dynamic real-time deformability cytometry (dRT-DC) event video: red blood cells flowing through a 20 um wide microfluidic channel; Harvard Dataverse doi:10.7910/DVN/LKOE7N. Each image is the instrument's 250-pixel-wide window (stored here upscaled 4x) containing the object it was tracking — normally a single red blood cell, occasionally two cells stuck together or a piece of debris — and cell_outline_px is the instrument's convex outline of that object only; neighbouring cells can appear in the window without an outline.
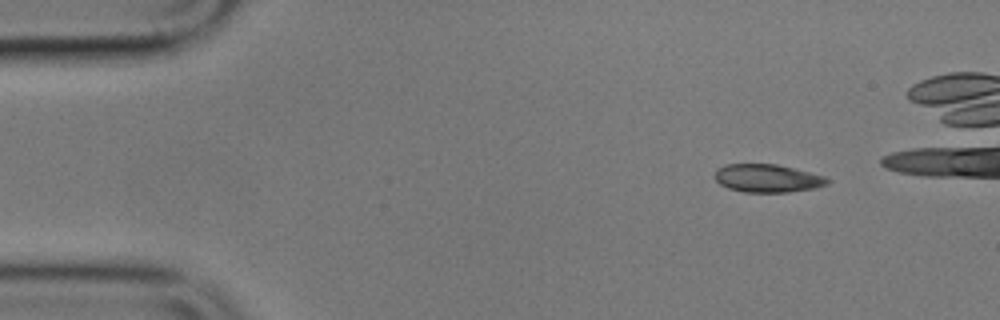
{"species": "common noctule bat (a hibernating species)", "species_latin": "Nyctalus noctula", "temperature_condition": "cold", "stored_images_in_passage": 7, "camera_frame_rate_fps": 3000, "um_per_image_px": 0.085, "animal": {"sex": "male", "body_mass_g": 17.9}, "frame": {"image": 1, "passage_image": 1, "time_ms": 0.0, "image_size_px": [1000, 320], "cell_outline_px": [[828, 184], [816, 188], [788, 192], [744, 192], [728, 188], [720, 184], [712, 176], [716, 168], [724, 164], [776, 164], [824, 176], [828, 180]], "centroid_in_image_um": [65.16, 15.15], "position_along_channel_um": 19.8, "area_um2": 18.44}}
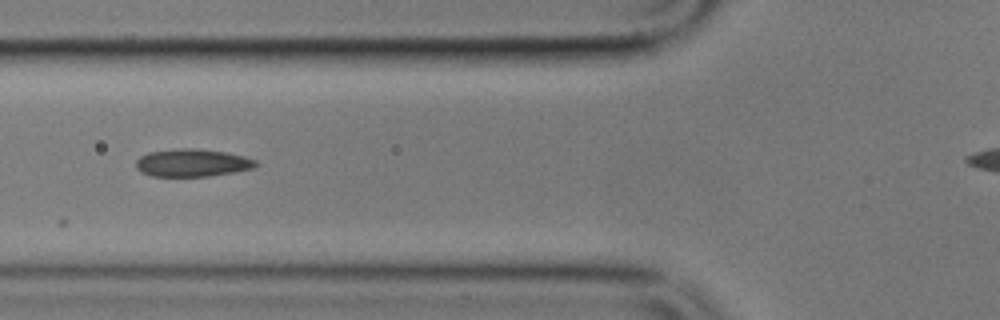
{"frame": {"image": 2, "passage_image": 4, "time_ms": 4.333, "image_size_px": [1000, 320], "cell_outline_px": [[260, 164], [256, 168], [236, 172], [208, 176], [152, 176], [140, 172], [136, 168], [136, 160], [140, 156], [148, 152], [180, 148], [192, 148], [224, 152], [244, 156], [256, 160]], "centroid_in_image_um": [16.37, 13.84], "position_along_channel_um": 109.4, "area_um2": 19.48}}
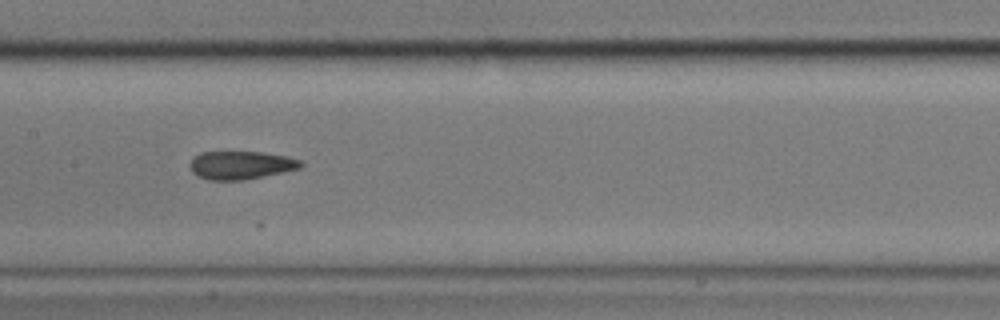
{"frame": {"image": 3, "passage_image": 6, "time_ms": 6.667, "image_size_px": [1000, 320], "cell_outline_px": [[304, 164], [300, 168], [284, 172], [244, 180], [208, 180], [192, 172], [188, 164], [200, 152], [260, 152], [288, 156], [300, 160]], "centroid_in_image_um": [20.49, 14.04], "position_along_channel_um": 186.9, "area_um2": 18.21}}